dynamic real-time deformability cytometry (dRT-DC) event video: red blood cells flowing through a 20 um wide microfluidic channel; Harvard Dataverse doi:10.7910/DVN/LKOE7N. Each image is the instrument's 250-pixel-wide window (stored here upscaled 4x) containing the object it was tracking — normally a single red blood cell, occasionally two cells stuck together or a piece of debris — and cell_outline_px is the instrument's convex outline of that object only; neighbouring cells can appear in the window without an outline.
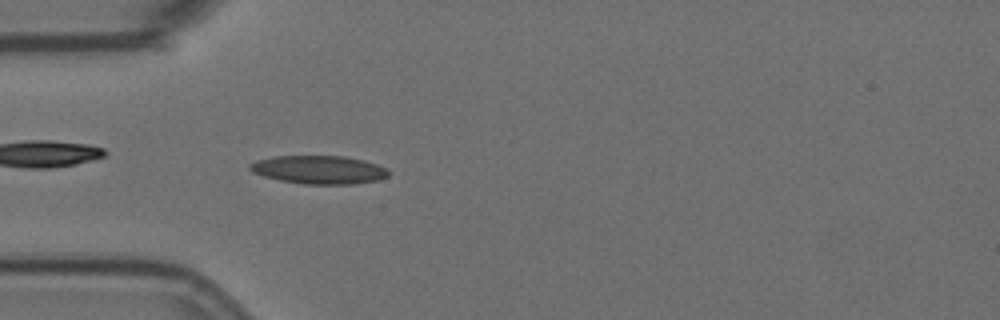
{"species": "Egyptian fruit bat (a non-hibernating species)", "species_latin": "Rousettus aegyptiacus", "temperature_condition": "room temperature", "stored_images_in_passage": 56, "camera_frame_rate_fps": 3000, "um_per_image_px": 0.085, "animal": {"sex": "female"}, "frame": {"image": 1, "passage_image": 16, "time_ms": 5.0, "image_size_px": [1000, 320], "cell_outline_px": [[388, 176], [380, 180], [352, 184], [304, 184], [280, 180], [264, 176], [252, 172], [248, 168], [248, 164], [256, 160], [276, 156], [344, 156], [364, 160], [388, 168]], "centroid_in_image_um": [27.11, 14.42], "position_along_channel_um": 57.9, "area_um2": 22.95}}
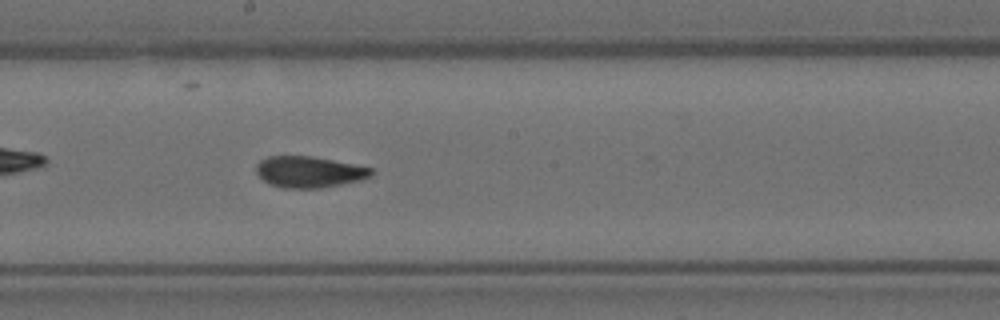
{"frame": {"image": 2, "passage_image": 30, "time_ms": 9.667, "image_size_px": [1000, 320], "cell_outline_px": [[372, 176], [360, 180], [320, 188], [284, 188], [268, 184], [256, 172], [256, 164], [260, 160], [268, 156], [312, 156], [372, 168]], "centroid_in_image_um": [26.24, 14.61], "position_along_channel_um": 222.0, "area_um2": 20.81}}
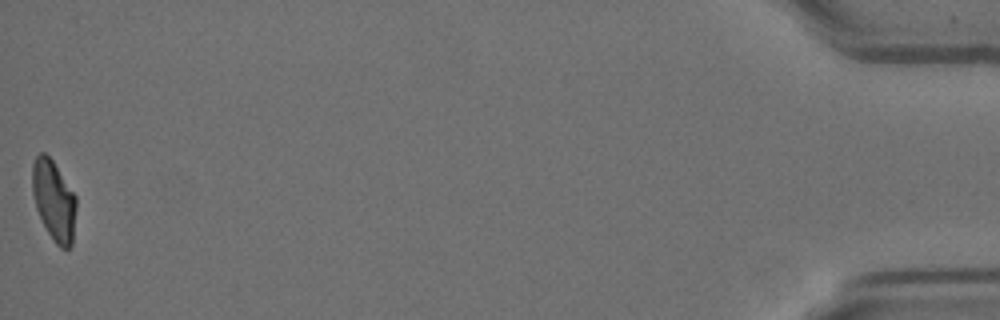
{"frame": {"image": 3, "passage_image": 56, "time_ms": 18.333, "image_size_px": [1000, 320], "cell_outline_px": [[76, 208], [72, 244], [68, 248], [60, 248], [56, 244], [48, 232], [36, 208], [32, 192], [32, 164], [36, 156], [40, 152], [44, 152], [52, 160], [76, 196]], "centroid_in_image_um": [4.57, 17.03], "position_along_channel_um": 430.6, "area_um2": 20.35}, "authors_computed_cell_mechanics": {"area_um2": 21.2126, "velocity_mm_per_s": 3.5636, "shape_relaxation_time_tau1_ms": null, "shape_relaxation_time_tau2_ms": 1.8405, "deformation_change_tau1": null, "deformation_change_tau2": 0.0744}}